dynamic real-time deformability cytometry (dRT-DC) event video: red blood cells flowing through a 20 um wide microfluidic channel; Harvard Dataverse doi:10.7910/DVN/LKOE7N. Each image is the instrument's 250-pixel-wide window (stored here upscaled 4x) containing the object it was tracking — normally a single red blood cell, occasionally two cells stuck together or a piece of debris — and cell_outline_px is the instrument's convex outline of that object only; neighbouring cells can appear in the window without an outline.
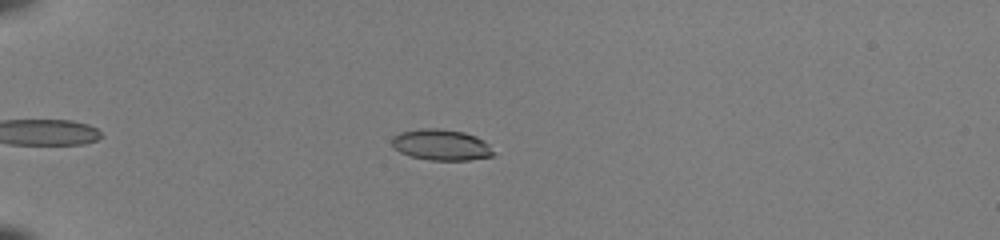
{"species": "common noctule bat (a hibernating species)", "species_latin": "Nyctalus noctula", "temperature_condition": "room temperature", "stored_images_in_passage": 34, "camera_frame_rate_fps": 3000, "um_per_image_px": 0.085, "animal": {"sex": "female", "body_mass_g": 22.0, "forearm_length_mm": 56.7}, "frame": {"image": 1, "passage_image": 3, "time_ms": 0.667, "image_size_px": [1000, 240], "cell_outline_px": [[492, 156], [468, 160], [432, 160], [412, 156], [400, 152], [392, 144], [392, 136], [400, 132], [420, 128], [436, 128], [464, 132], [476, 136], [484, 140], [488, 144], [492, 152]], "centroid_in_image_um": [37.49, 12.3], "position_along_channel_um": 47.5, "area_um2": 18.15}}
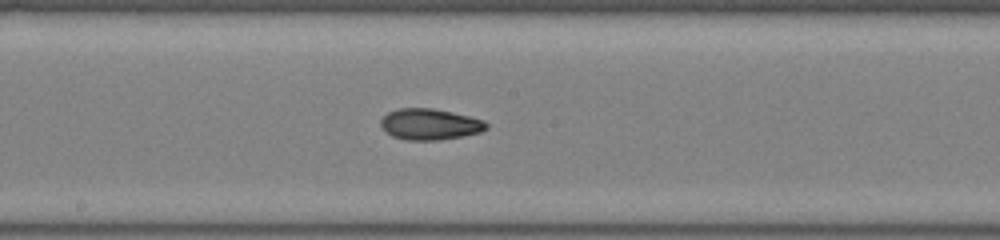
{"frame": {"image": 2, "passage_image": 18, "time_ms": 5.667, "image_size_px": [1000, 240], "cell_outline_px": [[488, 128], [480, 132], [440, 140], [404, 140], [392, 136], [384, 132], [380, 124], [380, 120], [388, 112], [400, 108], [432, 108], [452, 112], [484, 120], [488, 124]], "centroid_in_image_um": [36.5, 10.56], "position_along_channel_um": 211.7, "area_um2": 19.19}}
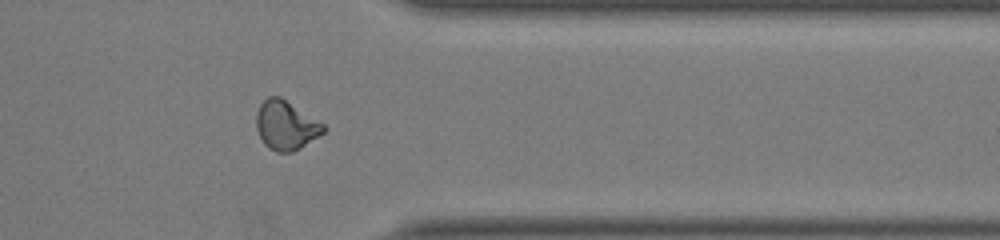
{"frame": {"image": 3, "passage_image": 31, "time_ms": 10.0, "image_size_px": [1000, 240], "cell_outline_px": [[328, 128], [324, 132], [300, 148], [292, 152], [276, 152], [268, 148], [264, 144], [256, 128], [256, 112], [260, 104], [268, 96], [280, 96], [324, 124]], "centroid_in_image_um": [24.29, 10.65], "position_along_channel_um": 387.1, "area_um2": 19.19}, "authors_computed_cell_mechanics": {"area_um2": 18.785, "velocity_mm_per_s": 4.1041, "shape_relaxation_time_tau1_ms": 11.1147, "shape_relaxation_time_tau2_ms": 2.6514, "deformation_change_tau1": 0.2633, "deformation_change_tau2": 0.0785}}